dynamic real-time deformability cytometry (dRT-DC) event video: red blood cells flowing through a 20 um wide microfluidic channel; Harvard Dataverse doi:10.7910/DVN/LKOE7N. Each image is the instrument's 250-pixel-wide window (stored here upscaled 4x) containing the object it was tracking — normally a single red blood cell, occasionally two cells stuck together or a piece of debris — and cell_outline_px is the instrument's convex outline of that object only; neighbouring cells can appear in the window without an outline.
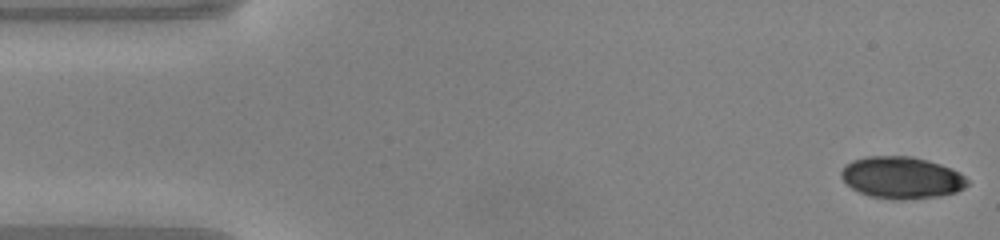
{"species": "common noctule bat (a hibernating species)", "species_latin": "Nyctalus noctula", "temperature_condition": "warm", "stored_images_in_passage": 48, "camera_frame_rate_fps": 3000, "um_per_image_px": 0.085, "animal": {"sex": "male", "body_mass_g": 20.0, "forearm_length_mm": 53.3}, "frame": {"image": 1, "passage_image": 1, "time_ms": 0.0, "image_size_px": [1000, 240], "cell_outline_px": [[968, 184], [964, 188], [956, 192], [940, 196], [900, 200], [872, 196], [860, 192], [852, 188], [840, 176], [840, 172], [844, 164], [852, 160], [864, 156], [912, 156], [928, 160], [952, 168], [960, 172], [968, 180]], "centroid_in_image_um": [76.64, 15.08], "position_along_channel_um": 8.4, "area_um2": 30.92}}